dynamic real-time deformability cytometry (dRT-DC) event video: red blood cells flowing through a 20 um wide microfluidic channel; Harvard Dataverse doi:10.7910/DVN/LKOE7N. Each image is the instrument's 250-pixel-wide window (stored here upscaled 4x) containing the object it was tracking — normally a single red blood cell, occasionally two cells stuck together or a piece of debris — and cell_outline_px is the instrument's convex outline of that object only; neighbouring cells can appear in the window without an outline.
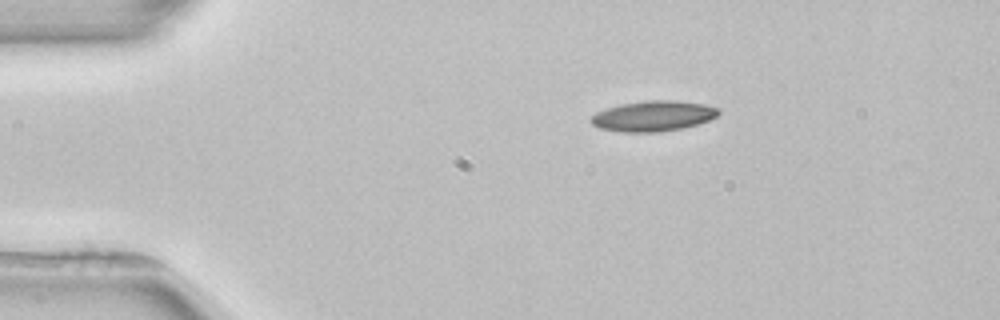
{"species": "common noctule bat (a hibernating species)", "species_latin": "Nyctalus noctula", "temperature_condition": "room temperature", "stored_images_in_passage": 3, "camera_frame_rate_fps": 3000, "um_per_image_px": 0.085, "animal": {"sex": "female", "body_mass_g": 22.7, "forearm_length_mm": 54.2}, "frame": {"image": 1, "passage_image": 1, "time_ms": 0.0, "image_size_px": [1000, 320], "cell_outline_px": [[720, 112], [716, 116], [708, 120], [684, 128], [656, 132], [620, 132], [600, 128], [592, 124], [588, 120], [596, 112], [604, 108], [620, 104], [648, 100], [676, 100], [704, 104], [720, 108]], "centroid_in_image_um": [55.49, 9.85], "position_along_channel_um": 29.5, "area_um2": 22.77}}
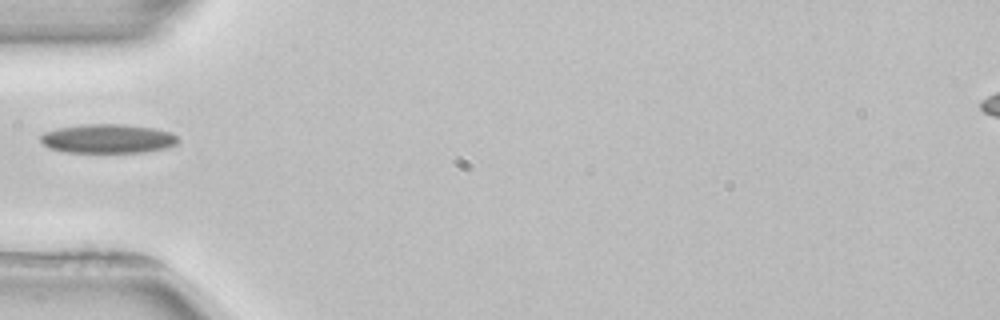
{"frame": {"image": 2, "passage_image": 3, "time_ms": 2.667, "image_size_px": [1000, 320], "cell_outline_px": [[180, 140], [176, 144], [164, 148], [144, 152], [64, 152], [48, 148], [40, 140], [40, 136], [44, 132], [56, 128], [80, 124], [124, 124], [152, 128], [172, 132]], "centroid_in_image_um": [9.14, 11.78], "position_along_channel_um": 75.9, "area_um2": 23.41}}